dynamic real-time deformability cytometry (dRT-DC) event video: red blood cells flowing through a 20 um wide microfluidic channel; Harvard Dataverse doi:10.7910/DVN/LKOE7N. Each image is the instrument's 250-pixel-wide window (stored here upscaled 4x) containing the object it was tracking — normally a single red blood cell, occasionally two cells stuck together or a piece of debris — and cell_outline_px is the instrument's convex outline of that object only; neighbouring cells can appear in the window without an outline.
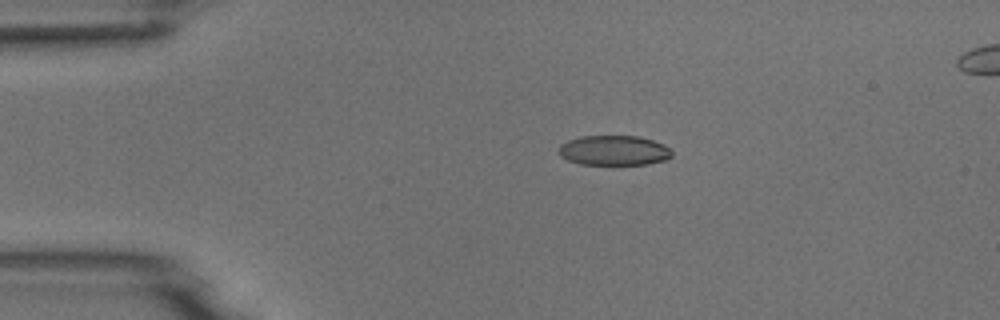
{"species": "common noctule bat (a hibernating species)", "species_latin": "Nyctalus noctula", "temperature_condition": "room temperature", "stored_images_in_passage": 6, "camera_frame_rate_fps": 3000, "um_per_image_px": 0.085, "animal": {"sex": "male", "body_mass_g": 18.8}, "frame": {"image": 1, "passage_image": 3, "time_ms": 2.333, "image_size_px": [1000, 320], "cell_outline_px": [[672, 156], [664, 160], [648, 164], [580, 164], [568, 160], [560, 156], [560, 144], [568, 140], [580, 136], [640, 136], [664, 144], [672, 152]], "centroid_in_image_um": [52.18, 12.78], "position_along_channel_um": 32.8, "area_um2": 19.65}}